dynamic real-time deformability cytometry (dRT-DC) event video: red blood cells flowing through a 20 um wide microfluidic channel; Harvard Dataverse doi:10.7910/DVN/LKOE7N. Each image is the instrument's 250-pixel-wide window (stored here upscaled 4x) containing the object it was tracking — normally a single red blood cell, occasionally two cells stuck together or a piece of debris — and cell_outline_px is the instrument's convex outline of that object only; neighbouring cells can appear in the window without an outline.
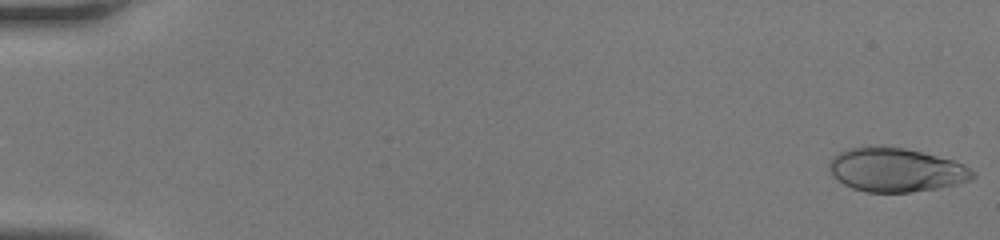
{"species": "human", "species_latin": "Homo sapiens", "temperature_condition": "room temperature", "stored_images_in_passage": 13, "camera_frame_rate_fps": 3000, "um_per_image_px": 0.085, "donor": {"sex": "female"}, "frame": {"image": 1, "passage_image": 1, "time_ms": 0.0, "image_size_px": [1000, 240], "cell_outline_px": [[976, 176], [972, 180], [940, 188], [908, 192], [864, 192], [852, 188], [836, 180], [832, 176], [828, 168], [828, 164], [832, 156], [848, 148], [904, 148], [952, 160], [968, 168]], "centroid_in_image_um": [76.11, 14.47], "position_along_channel_um": 8.9, "area_um2": 36.13}}